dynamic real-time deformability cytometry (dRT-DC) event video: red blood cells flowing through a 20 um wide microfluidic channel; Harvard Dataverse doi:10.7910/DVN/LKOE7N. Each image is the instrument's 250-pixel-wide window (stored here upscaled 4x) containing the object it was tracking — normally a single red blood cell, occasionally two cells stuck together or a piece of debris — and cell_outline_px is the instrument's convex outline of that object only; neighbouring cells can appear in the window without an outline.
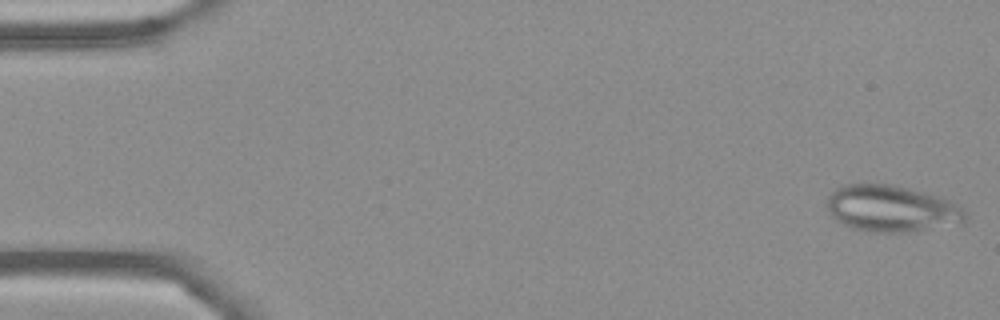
{"species": "Egyptian fruit bat (a non-hibernating species)", "species_latin": "Rousettus aegyptiacus", "temperature_condition": "cold", "stored_images_in_passage": 54, "camera_frame_rate_fps": 3000, "um_per_image_px": 0.085, "frame": {"image": 1, "passage_image": 1, "time_ms": 0.0, "image_size_px": [1000, 320], "cell_outline_px": [[968, 220], [964, 224], [908, 232], [868, 232], [852, 228], [836, 220], [828, 212], [828, 196], [840, 184], [892, 184], [924, 192], [936, 196], [960, 208], [968, 216]], "centroid_in_image_um": [75.76, 17.75], "position_along_channel_um": 9.2, "area_um2": 37.51}}
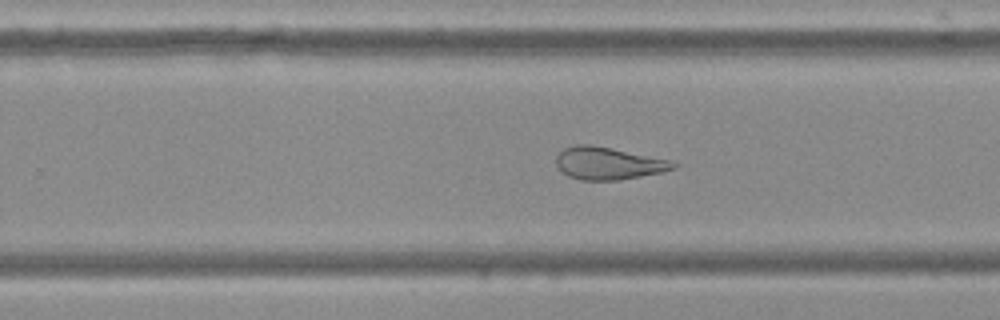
{"frame": {"image": 2, "passage_image": 34, "time_ms": 11.0, "image_size_px": [1000, 320], "cell_outline_px": [[680, 164], [676, 168], [660, 172], [640, 176], [616, 180], [580, 180], [568, 176], [556, 164], [556, 156], [564, 148], [576, 144], [588, 144], [672, 160]], "centroid_in_image_um": [51.72, 13.88], "position_along_channel_um": 278.1, "area_um2": 21.91}}
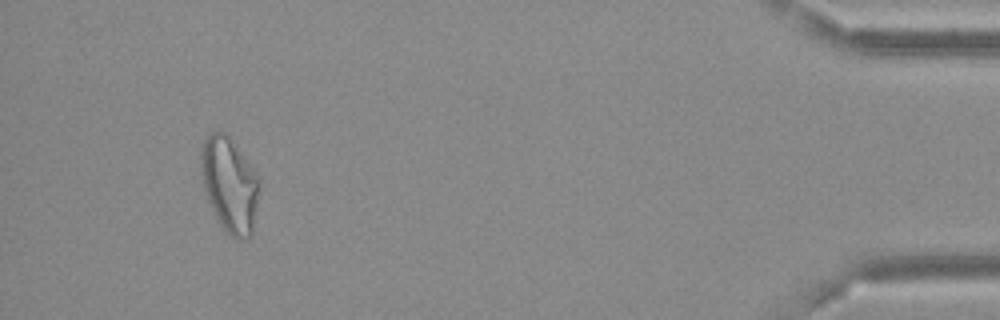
{"frame": {"image": 3, "passage_image": 51, "time_ms": 16.667, "image_size_px": [1000, 320], "cell_outline_px": [[256, 200], [252, 232], [244, 240], [228, 236], [224, 232], [204, 192], [200, 172], [200, 148], [208, 132], [224, 132], [228, 136], [244, 156], [256, 172]], "centroid_in_image_um": [19.43, 15.68], "position_along_channel_um": 415.8, "area_um2": 31.73}, "authors_computed_cell_mechanics": {"area_um2": 29.1601, "velocity_mm_per_s": 3.6426, "shape_relaxation_time_tau1_ms": null, "shape_relaxation_time_tau2_ms": 1.8893, "deformation_change_tau1": null, "deformation_change_tau2": 0.1048}}